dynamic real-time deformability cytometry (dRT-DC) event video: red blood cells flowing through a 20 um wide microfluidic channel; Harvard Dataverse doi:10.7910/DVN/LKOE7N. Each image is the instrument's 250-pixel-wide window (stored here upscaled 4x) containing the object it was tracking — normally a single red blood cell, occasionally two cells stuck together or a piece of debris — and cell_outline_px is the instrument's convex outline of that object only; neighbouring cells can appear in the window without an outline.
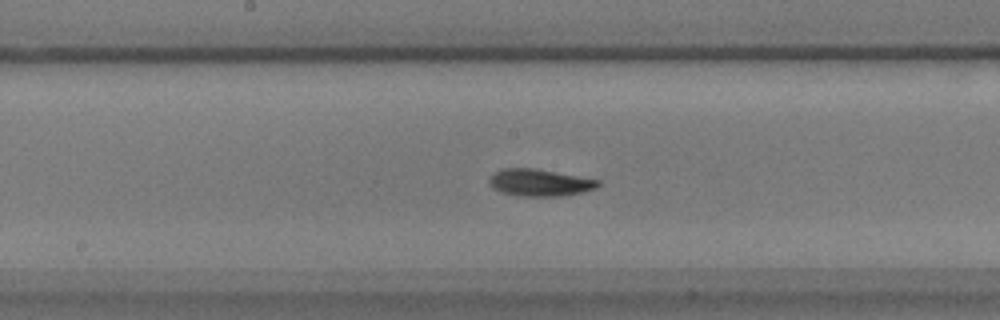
{"species": "common noctule bat (a hibernating species)", "species_latin": "Nyctalus noctula", "temperature_condition": "warm", "stored_images_in_passage": 58, "camera_frame_rate_fps": 3000, "um_per_image_px": 0.085, "animal": {"sex": "male", "body_mass_g": 17.9}, "frame": {"image": 1, "passage_image": 30, "time_ms": 9.667, "image_size_px": [1000, 320], "cell_outline_px": [[600, 184], [596, 188], [564, 196], [516, 196], [500, 192], [492, 188], [488, 184], [488, 180], [496, 172], [504, 168], [536, 168], [600, 180]], "centroid_in_image_um": [45.85, 15.53], "position_along_channel_um": 202.4, "area_um2": 17.22}}
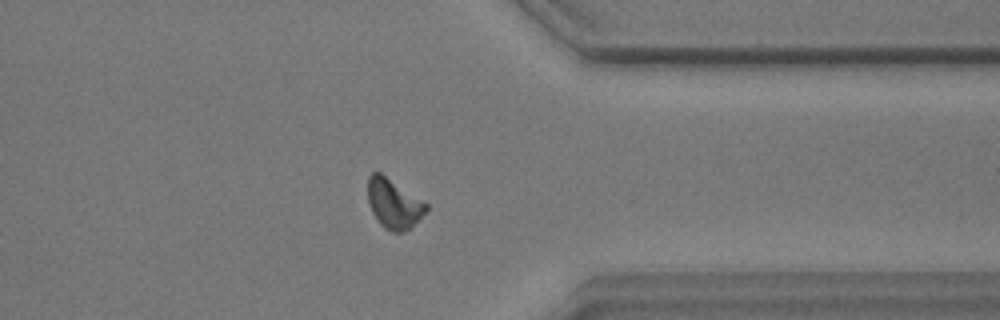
{"frame": {"image": 2, "passage_image": 46, "time_ms": 15.0, "image_size_px": [1000, 320], "cell_outline_px": [[428, 208], [404, 232], [392, 232], [384, 228], [380, 224], [372, 212], [368, 200], [368, 176], [372, 172], [380, 172], [428, 204]], "centroid_in_image_um": [33.43, 17.3], "position_along_channel_um": 378.0, "area_um2": 16.47}}
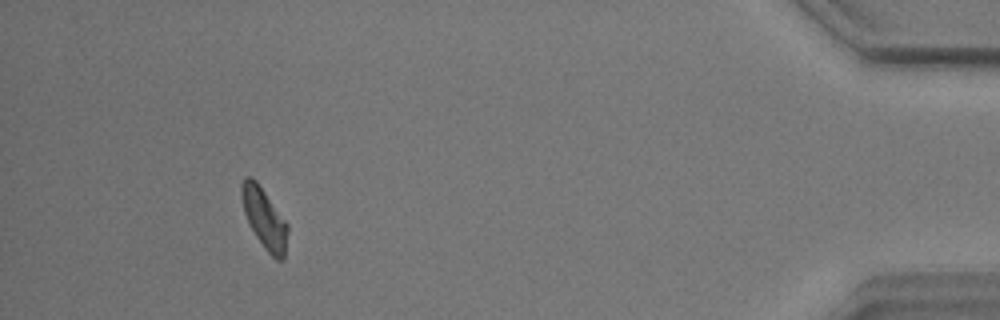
{"frame": {"image": 3, "passage_image": 54, "time_ms": 17.667, "image_size_px": [1000, 320], "cell_outline_px": [[288, 232], [284, 260], [276, 260], [264, 248], [256, 236], [244, 212], [240, 196], [240, 184], [244, 176], [252, 176], [256, 180], [288, 224]], "centroid_in_image_um": [22.45, 18.53], "position_along_channel_um": 412.7, "area_um2": 16.24}, "authors_computed_cell_mechanics": {"area_um2": 16.473, "velocity_mm_per_s": 3.4521, "shape_relaxation_time_tau1_ms": 3.9714, "shape_relaxation_time_tau2_ms": 8.547, "deformation_change_tau1": 0.1255, "deformation_change_tau2": 0.1385}}